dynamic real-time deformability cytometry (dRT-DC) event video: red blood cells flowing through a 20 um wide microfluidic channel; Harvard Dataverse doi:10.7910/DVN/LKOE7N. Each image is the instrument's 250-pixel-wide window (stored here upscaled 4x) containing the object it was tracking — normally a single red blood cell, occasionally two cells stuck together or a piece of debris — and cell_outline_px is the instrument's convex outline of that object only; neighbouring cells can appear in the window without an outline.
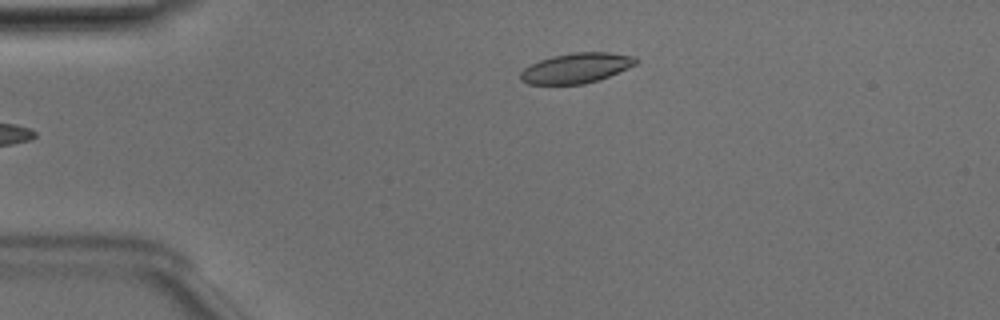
{"species": "Egyptian fruit bat (a non-hibernating species)", "species_latin": "Rousettus aegyptiacus", "temperature_condition": "room temperature", "stored_images_in_passage": 5, "camera_frame_rate_fps": 3000, "um_per_image_px": 0.085, "animal": {"sex": "male"}, "frame": {"image": 1, "passage_image": 5, "time_ms": 1.333, "image_size_px": [1000, 320], "cell_outline_px": [[640, 60], [636, 64], [628, 68], [608, 76], [584, 84], [528, 84], [520, 80], [520, 72], [524, 68], [540, 60], [552, 56], [572, 52], [608, 52], [636, 56]], "centroid_in_image_um": [48.99, 5.77], "position_along_channel_um": 36.0, "area_um2": 20.23}}